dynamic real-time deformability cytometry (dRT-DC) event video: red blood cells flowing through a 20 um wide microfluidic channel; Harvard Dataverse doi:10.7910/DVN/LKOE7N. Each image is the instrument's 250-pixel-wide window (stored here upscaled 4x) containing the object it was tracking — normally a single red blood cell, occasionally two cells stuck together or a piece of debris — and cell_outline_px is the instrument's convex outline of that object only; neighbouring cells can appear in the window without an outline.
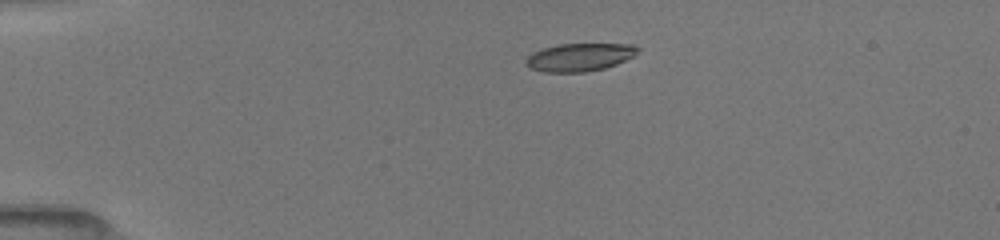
{"species": "common noctule bat (a hibernating species)", "species_latin": "Nyctalus noctula", "temperature_condition": "room temperature", "stored_images_in_passage": 24, "camera_frame_rate_fps": 3000, "um_per_image_px": 0.085, "animal": {"sex": "female", "body_mass_g": 19.5, "forearm_length_mm": 54.1}, "frame": {"image": 1, "passage_image": 1, "time_ms": 0.0, "image_size_px": [1000, 240], "cell_outline_px": [[640, 48], [632, 56], [616, 64], [604, 68], [584, 72], [544, 72], [532, 68], [524, 64], [524, 60], [532, 52], [544, 48], [560, 44], [632, 44]], "centroid_in_image_um": [49.22, 4.86], "position_along_channel_um": 35.8, "area_um2": 18.03}}
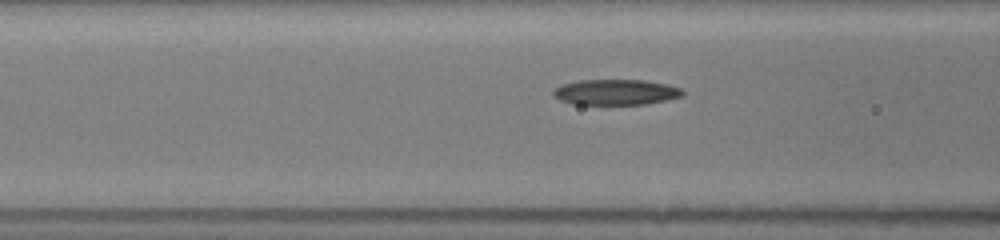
{"frame": {"image": 2, "passage_image": 15, "time_ms": 3.333, "image_size_px": [1000, 240], "cell_outline_px": [[684, 92], [680, 96], [664, 100], [644, 104], [572, 104], [560, 100], [552, 96], [552, 92], [560, 84], [580, 80], [644, 80], [664, 84], [680, 88]], "centroid_in_image_um": [52.26, 7.83], "position_along_channel_um": 114.3, "area_um2": 19.07}}
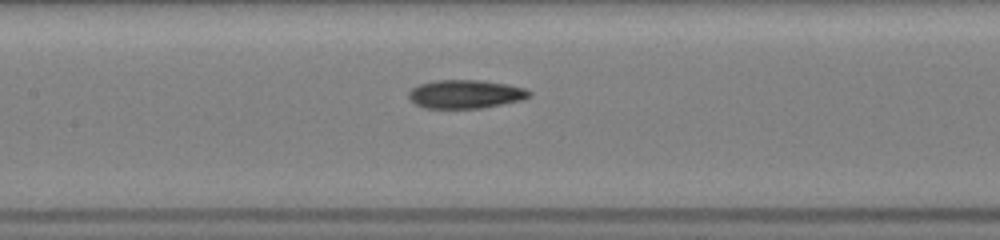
{"frame": {"image": 3, "passage_image": 19, "time_ms": 4.667, "image_size_px": [1000, 240], "cell_outline_px": [[532, 96], [520, 100], [484, 108], [424, 108], [416, 104], [408, 96], [408, 92], [412, 88], [420, 84], [436, 80], [480, 80], [504, 84], [524, 88], [532, 92]], "centroid_in_image_um": [39.56, 8.0], "position_along_channel_um": 167.8, "area_um2": 19.94}}